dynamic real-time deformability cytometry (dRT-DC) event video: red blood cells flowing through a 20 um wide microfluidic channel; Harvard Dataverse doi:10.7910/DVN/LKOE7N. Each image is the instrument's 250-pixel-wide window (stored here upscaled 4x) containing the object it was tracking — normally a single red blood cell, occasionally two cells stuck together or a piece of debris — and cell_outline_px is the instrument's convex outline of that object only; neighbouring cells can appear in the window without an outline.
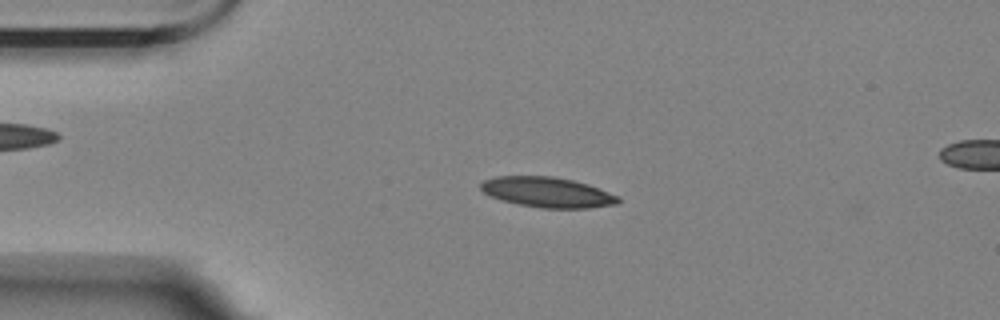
{"species": "Egyptian fruit bat (a non-hibernating species)", "species_latin": "Rousettus aegyptiacus", "temperature_condition": "room temperature", "stored_images_in_passage": 3, "segment_of_instrument_passage": [1, 2], "camera_frame_rate_fps": 3000, "um_per_image_px": 0.085, "animal": {"sex": "female"}, "frame": {"image": 1, "passage_image": 1, "time_ms": 0.0, "image_size_px": [1000, 320], "cell_outline_px": [[620, 204], [588, 208], [540, 208], [500, 200], [484, 192], [480, 188], [480, 184], [484, 180], [496, 176], [552, 176], [572, 180], [588, 184], [620, 196]], "centroid_in_image_um": [46.56, 16.34], "position_along_channel_um": 38.4, "area_um2": 24.28}}